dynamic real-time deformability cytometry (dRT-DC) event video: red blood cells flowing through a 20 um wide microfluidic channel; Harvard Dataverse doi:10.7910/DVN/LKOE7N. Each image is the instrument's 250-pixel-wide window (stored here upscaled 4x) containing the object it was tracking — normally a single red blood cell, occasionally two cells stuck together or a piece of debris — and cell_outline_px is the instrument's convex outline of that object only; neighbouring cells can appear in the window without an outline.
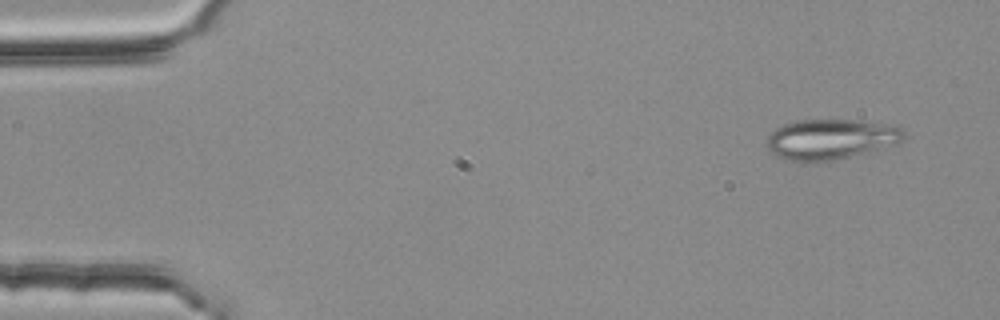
{"species": "common noctule bat (a hibernating species)", "species_latin": "Nyctalus noctula", "temperature_condition": "room temperature", "stored_images_in_passage": 3, "camera_frame_rate_fps": 3000, "um_per_image_px": 0.085, "animal": {"sex": "female", "body_mass_g": 25.1}, "frame": {"image": 1, "passage_image": 1, "time_ms": 0.0, "image_size_px": [1000, 320], "cell_outline_px": [[904, 140], [896, 144], [832, 160], [788, 160], [776, 156], [768, 148], [768, 136], [776, 128], [784, 124], [796, 120], [852, 120], [900, 124], [904, 132]], "centroid_in_image_um": [70.67, 11.79], "position_along_channel_um": 14.3, "area_um2": 31.79}}